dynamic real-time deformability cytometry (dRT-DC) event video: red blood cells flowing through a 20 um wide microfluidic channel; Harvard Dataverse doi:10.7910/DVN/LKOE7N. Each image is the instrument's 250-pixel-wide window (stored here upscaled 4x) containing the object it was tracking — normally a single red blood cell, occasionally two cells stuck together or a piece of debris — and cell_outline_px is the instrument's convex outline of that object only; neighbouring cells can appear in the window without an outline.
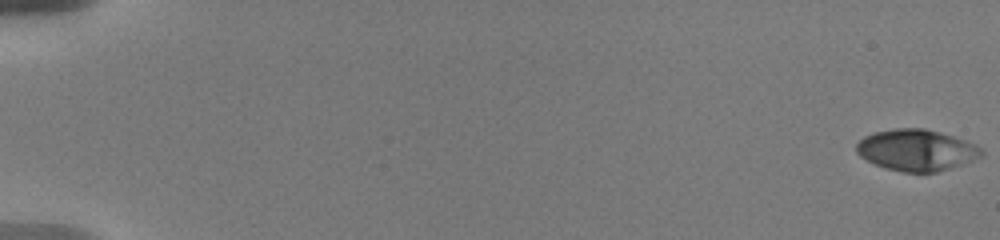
{"species": "human", "species_latin": "Homo sapiens", "temperature_condition": "warm", "stored_images_in_passage": 53, "camera_frame_rate_fps": 3000, "um_per_image_px": 0.085, "donor": {"sex": "male"}, "frame": {"image": 1, "passage_image": 1, "time_ms": 0.0, "image_size_px": [1000, 240], "cell_outline_px": [[984, 152], [980, 156], [960, 164], [936, 172], [904, 172], [888, 168], [876, 164], [860, 156], [856, 152], [856, 144], [864, 136], [872, 132], [896, 128], [924, 128], [940, 132], [976, 144]], "centroid_in_image_um": [77.86, 12.74], "position_along_channel_um": 7.1, "area_um2": 29.71}}
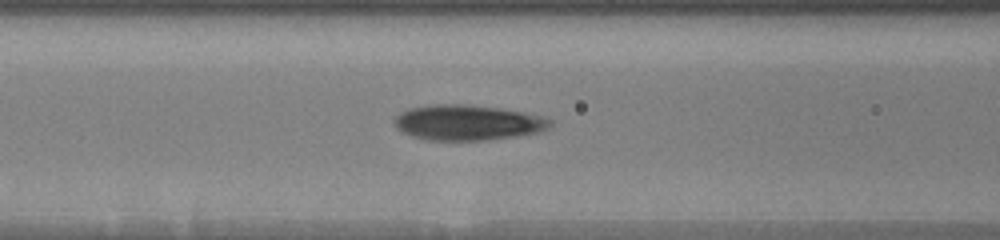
{"frame": {"image": 2, "passage_image": 28, "time_ms": 8.333, "image_size_px": [1000, 240], "cell_outline_px": [[552, 124], [548, 128], [540, 132], [516, 136], [488, 140], [428, 140], [412, 136], [400, 132], [396, 128], [392, 120], [400, 112], [408, 108], [428, 104], [468, 104], [500, 108], [524, 112], [540, 116], [552, 120]], "centroid_in_image_um": [39.7, 10.41], "position_along_channel_um": 126.9, "area_um2": 32.48}}
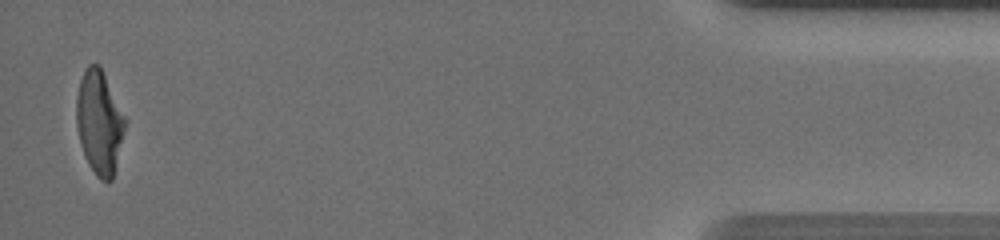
{"frame": {"image": 3, "passage_image": 52, "time_ms": 18.333, "image_size_px": [1000, 240], "cell_outline_px": [[128, 120], [112, 180], [100, 180], [96, 176], [88, 164], [84, 156], [76, 124], [76, 96], [80, 80], [84, 68], [88, 64], [100, 64]], "centroid_in_image_um": [8.46, 10.35], "position_along_channel_um": 426.7, "area_um2": 29.88}, "authors_computed_cell_mechanics": {"area_um2": 30.4028, "velocity_mm_per_s": 3.7141, "shape_relaxation_time_tau1_ms": 5.4584, "shape_relaxation_time_tau2_ms": 1.2644, "deformation_change_tau1": 0.207, "deformation_change_tau2": 0.0866}}